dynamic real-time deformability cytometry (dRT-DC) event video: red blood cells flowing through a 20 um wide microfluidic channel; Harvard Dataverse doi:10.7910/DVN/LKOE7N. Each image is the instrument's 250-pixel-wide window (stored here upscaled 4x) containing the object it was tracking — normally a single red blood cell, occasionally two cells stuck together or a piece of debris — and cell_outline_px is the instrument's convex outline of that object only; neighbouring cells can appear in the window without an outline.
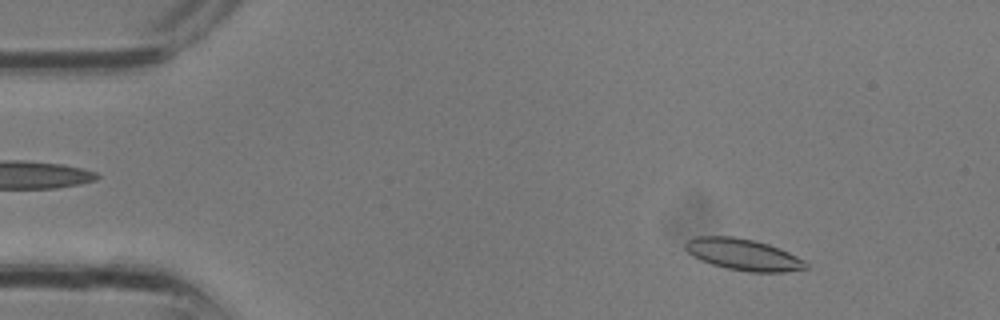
{"species": "common noctule bat (a hibernating species)", "species_latin": "Nyctalus noctula", "temperature_condition": "room temperature", "stored_images_in_passage": 12, "camera_frame_rate_fps": 3000, "um_per_image_px": 0.085, "animal": {"sex": "male", "body_mass_g": 13.3}, "frame": {"image": 1, "passage_image": 3, "time_ms": 0.667, "image_size_px": [1000, 320], "cell_outline_px": [[808, 268], [784, 272], [748, 272], [728, 268], [712, 264], [700, 260], [692, 256], [684, 248], [684, 244], [688, 240], [696, 236], [732, 236], [752, 240], [768, 244], [780, 248], [804, 260], [808, 264]], "centroid_in_image_um": [63.16, 21.63], "position_along_channel_um": 21.8, "area_um2": 22.08}}
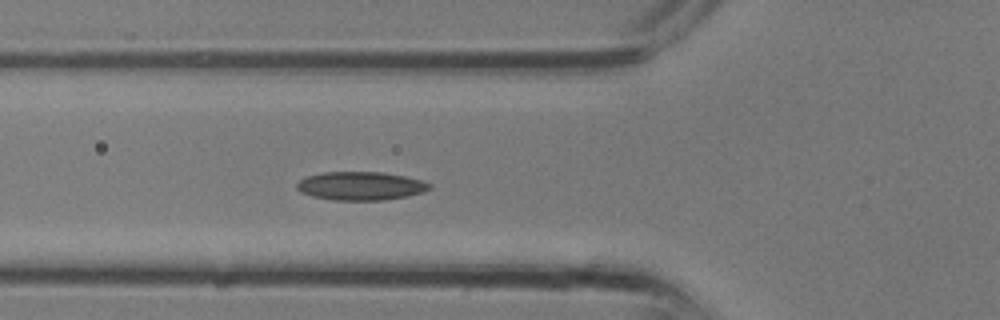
{"frame": {"image": 2, "passage_image": 10, "time_ms": 3.0, "image_size_px": [1000, 320], "cell_outline_px": [[432, 188], [408, 196], [384, 200], [332, 200], [312, 196], [300, 192], [296, 188], [296, 184], [300, 180], [308, 176], [320, 172], [384, 172], [404, 176], [420, 180], [432, 184]], "centroid_in_image_um": [30.64, 15.8], "position_along_channel_um": 95.2, "area_um2": 22.02}}
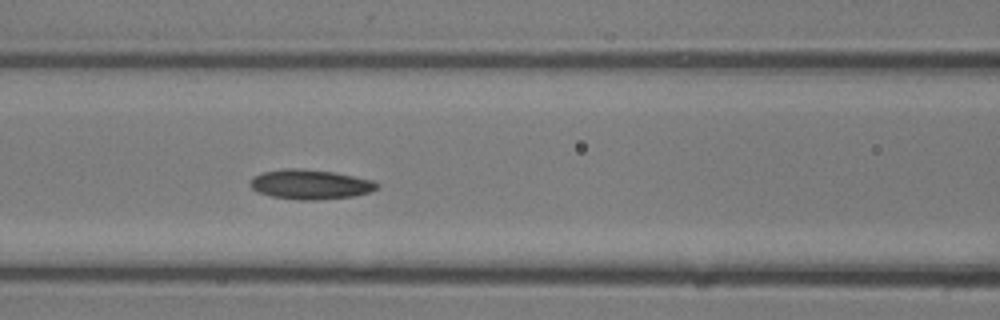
{"frame": {"image": 3, "passage_image": 12, "time_ms": 3.667, "image_size_px": [1000, 320], "cell_outline_px": [[380, 184], [376, 188], [368, 192], [352, 196], [320, 200], [300, 200], [272, 196], [256, 192], [248, 184], [252, 176], [264, 172], [284, 168], [300, 168], [332, 172], [372, 180]], "centroid_in_image_um": [26.31, 15.67], "position_along_channel_um": 140.3, "area_um2": 21.85}}